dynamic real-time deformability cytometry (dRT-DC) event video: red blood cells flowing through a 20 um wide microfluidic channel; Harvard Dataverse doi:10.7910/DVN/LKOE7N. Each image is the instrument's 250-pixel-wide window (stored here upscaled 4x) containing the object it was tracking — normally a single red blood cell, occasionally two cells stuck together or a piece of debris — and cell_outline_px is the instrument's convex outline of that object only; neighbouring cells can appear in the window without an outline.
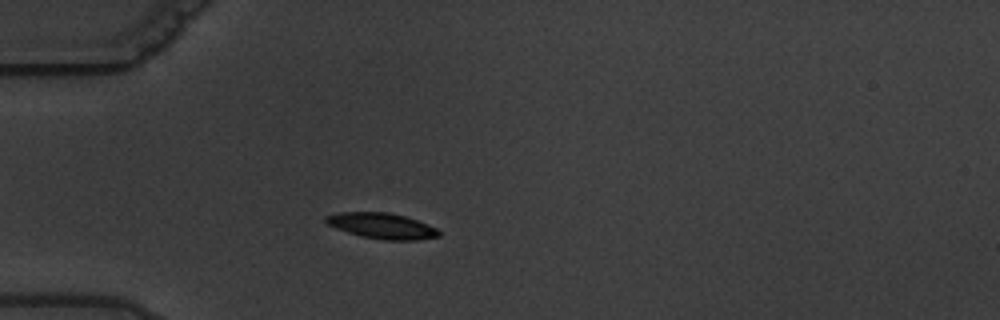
{"species": "common noctule bat (a hibernating species)", "species_latin": "Nyctalus noctula", "temperature_condition": "warm", "stored_images_in_passage": 4, "camera_frame_rate_fps": 3000, "um_per_image_px": 0.085, "animal": {"sex": "male", "body_mass_g": 19.5, "forearm_length_mm": 54.6}, "frame": {"image": 1, "passage_image": 3, "time_ms": 3.333, "image_size_px": [1000, 320], "cell_outline_px": [[440, 236], [416, 240], [384, 240], [360, 236], [336, 228], [328, 224], [324, 220], [324, 216], [340, 212], [388, 212], [404, 216], [428, 224], [436, 228], [440, 232]], "centroid_in_image_um": [32.45, 19.2], "position_along_channel_um": 52.6, "area_um2": 16.88}}